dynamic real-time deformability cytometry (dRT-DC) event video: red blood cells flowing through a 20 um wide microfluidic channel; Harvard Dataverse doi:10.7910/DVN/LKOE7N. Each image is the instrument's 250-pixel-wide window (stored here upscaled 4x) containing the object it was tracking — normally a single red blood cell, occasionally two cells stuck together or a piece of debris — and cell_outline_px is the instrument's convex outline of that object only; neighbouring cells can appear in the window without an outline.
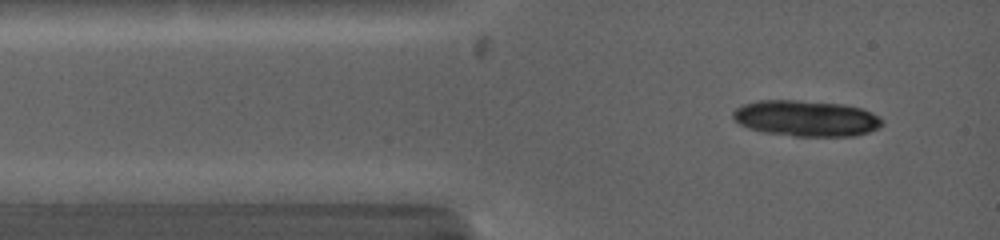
{"species": "common noctule bat (a hibernating species)", "species_latin": "Nyctalus noctula", "temperature_condition": "warm", "stored_images_in_passage": 3, "camera_frame_rate_fps": 5000, "um_per_image_px": 0.085, "animal": {"sex": "female", "body_mass_g": 19.0, "forearm_length_mm": 53.3}, "frame": {"image": 1, "passage_image": 2, "time_ms": 0.6, "image_size_px": [1000, 240], "cell_outline_px": [[880, 128], [868, 132], [852, 136], [796, 136], [764, 132], [748, 128], [740, 124], [732, 116], [732, 112], [740, 104], [756, 100], [796, 100], [844, 104], [860, 108], [872, 112], [880, 116]], "centroid_in_image_um": [68.49, 10.05], "position_along_channel_um": 16.5, "area_um2": 31.33}}